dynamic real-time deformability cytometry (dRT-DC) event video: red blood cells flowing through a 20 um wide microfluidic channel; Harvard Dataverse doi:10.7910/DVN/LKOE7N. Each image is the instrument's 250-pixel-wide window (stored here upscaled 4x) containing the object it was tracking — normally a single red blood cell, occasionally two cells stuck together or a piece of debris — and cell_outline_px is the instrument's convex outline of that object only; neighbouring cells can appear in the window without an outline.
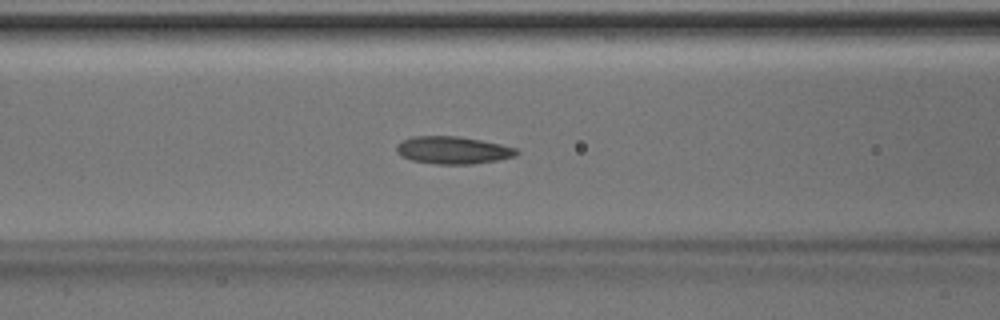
{"species": "Egyptian fruit bat (a non-hibernating species)", "species_latin": "Rousettus aegyptiacus", "temperature_condition": "room temperature", "stored_images_in_passage": 49, "segment_of_instrument_passage": [1, 2], "camera_frame_rate_fps": 3000, "um_per_image_px": 0.085, "animal": {"sex": "male"}, "frame": {"image": 1, "passage_image": 19, "time_ms": 6.0, "image_size_px": [1000, 320], "cell_outline_px": [[520, 152], [516, 156], [496, 160], [472, 164], [436, 164], [412, 160], [400, 156], [396, 152], [396, 144], [400, 140], [412, 136], [456, 136], [480, 140], [500, 144], [516, 148]], "centroid_in_image_um": [38.45, 12.76], "position_along_channel_um": 128.1, "area_um2": 19.31}}
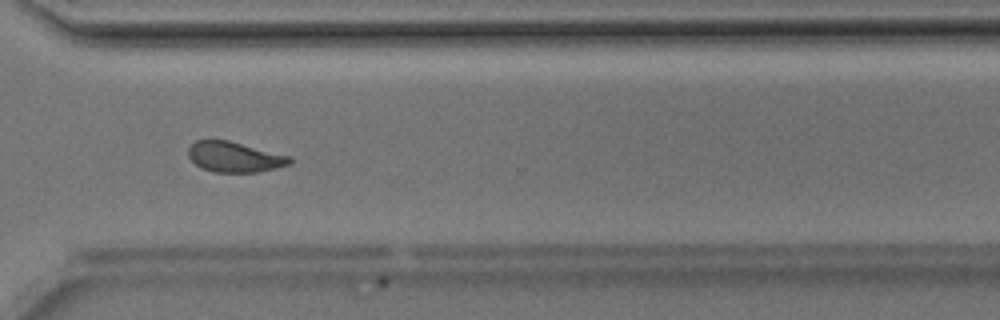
{"frame": {"image": 2, "passage_image": 35, "time_ms": 11.333, "image_size_px": [1000, 320], "cell_outline_px": [[292, 164], [276, 168], [256, 172], [212, 172], [200, 168], [188, 156], [188, 148], [196, 140], [228, 140], [292, 156]], "centroid_in_image_um": [19.96, 13.34], "position_along_channel_um": 350.6, "area_um2": 18.09}}
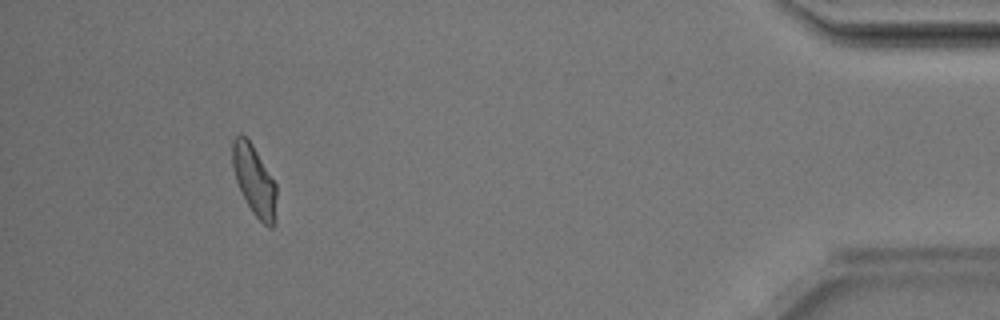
{"frame": {"image": 3, "passage_image": 44, "time_ms": 14.333, "image_size_px": [1000, 320], "cell_outline_px": [[276, 220], [272, 228], [268, 228], [252, 212], [236, 180], [232, 164], [232, 140], [240, 132], [252, 144], [276, 184]], "centroid_in_image_um": [21.62, 15.34], "position_along_channel_um": 413.6, "area_um2": 17.86}}